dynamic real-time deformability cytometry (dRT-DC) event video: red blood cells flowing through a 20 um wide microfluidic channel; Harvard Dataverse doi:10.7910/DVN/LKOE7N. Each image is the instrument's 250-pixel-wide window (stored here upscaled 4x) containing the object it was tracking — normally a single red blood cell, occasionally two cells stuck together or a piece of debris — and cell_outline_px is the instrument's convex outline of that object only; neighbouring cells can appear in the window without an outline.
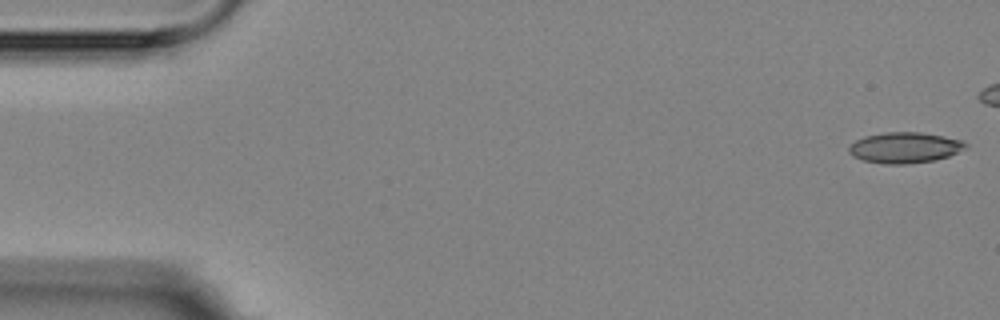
{"species": "Egyptian fruit bat (a non-hibernating species)", "species_latin": "Rousettus aegyptiacus", "temperature_condition": "room temperature", "stored_images_in_passage": 2, "segment_of_instrument_passage": [2, 2], "camera_frame_rate_fps": 3000, "um_per_image_px": 0.085, "animal": {"sex": "female"}, "frame": {"image": 1, "passage_image": 2, "time_ms": 1.667, "image_size_px": [1000, 320], "cell_outline_px": [[968, 148], [948, 156], [932, 160], [904, 164], [884, 164], [864, 160], [852, 156], [848, 152], [848, 148], [856, 140], [864, 136], [884, 132], [920, 132], [944, 136], [960, 140], [968, 144]], "centroid_in_image_um": [76.89, 12.54], "position_along_channel_um": 8.1, "area_um2": 20.87}}